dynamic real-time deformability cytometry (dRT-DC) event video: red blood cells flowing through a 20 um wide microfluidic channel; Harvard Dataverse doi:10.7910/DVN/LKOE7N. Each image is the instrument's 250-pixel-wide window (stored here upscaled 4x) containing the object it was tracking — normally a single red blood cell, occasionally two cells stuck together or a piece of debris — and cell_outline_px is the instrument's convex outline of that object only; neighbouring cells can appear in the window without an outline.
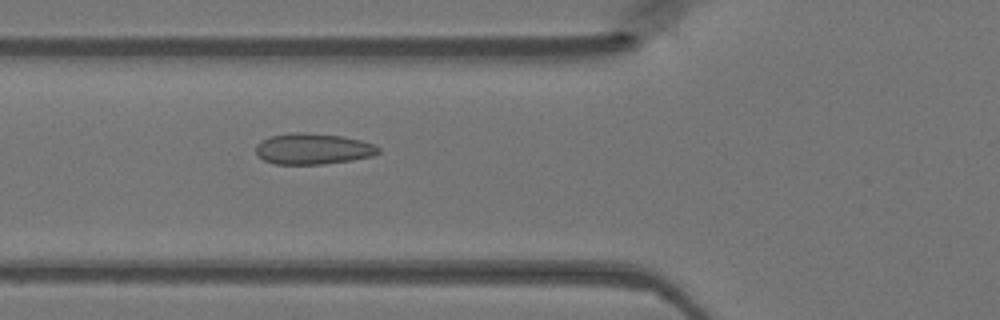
{"species": "Egyptian fruit bat (a non-hibernating species)", "species_latin": "Rousettus aegyptiacus", "temperature_condition": "warm", "stored_images_in_passage": 48, "camera_frame_rate_fps": 3000, "um_per_image_px": 0.085, "animal": {"sex": "female"}, "frame": {"image": 1, "passage_image": 18, "time_ms": 5.667, "image_size_px": [1000, 320], "cell_outline_px": [[380, 152], [372, 156], [352, 160], [324, 164], [272, 164], [256, 156], [256, 144], [260, 140], [272, 136], [292, 132], [304, 132], [340, 136], [360, 140], [376, 144], [380, 148]], "centroid_in_image_um": [26.58, 12.65], "position_along_channel_um": 99.2, "area_um2": 22.31}}
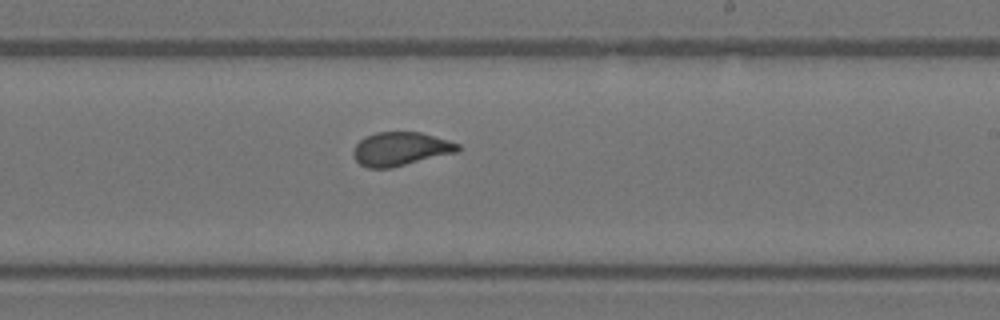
{"frame": {"image": 2, "passage_image": 29, "time_ms": 9.333, "image_size_px": [1000, 320], "cell_outline_px": [[460, 148], [456, 152], [392, 168], [368, 168], [360, 164], [356, 160], [352, 152], [356, 144], [364, 136], [376, 132], [420, 132], [448, 140], [460, 144]], "centroid_in_image_um": [34.02, 12.66], "position_along_channel_um": 255.0, "area_um2": 20.46}}
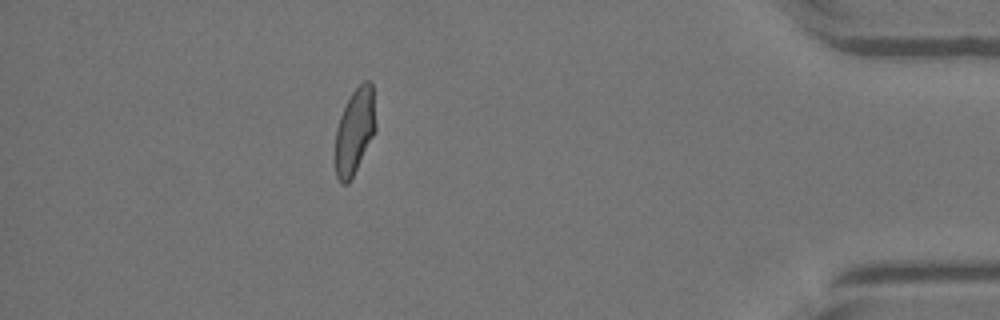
{"frame": {"image": 3, "passage_image": 43, "time_ms": 14.0, "image_size_px": [1000, 320], "cell_outline_px": [[376, 128], [348, 184], [340, 184], [336, 176], [336, 128], [340, 116], [352, 92], [364, 80], [372, 80], [376, 124]], "centroid_in_image_um": [30.15, 11.1], "position_along_channel_um": 405.0, "area_um2": 19.83}}